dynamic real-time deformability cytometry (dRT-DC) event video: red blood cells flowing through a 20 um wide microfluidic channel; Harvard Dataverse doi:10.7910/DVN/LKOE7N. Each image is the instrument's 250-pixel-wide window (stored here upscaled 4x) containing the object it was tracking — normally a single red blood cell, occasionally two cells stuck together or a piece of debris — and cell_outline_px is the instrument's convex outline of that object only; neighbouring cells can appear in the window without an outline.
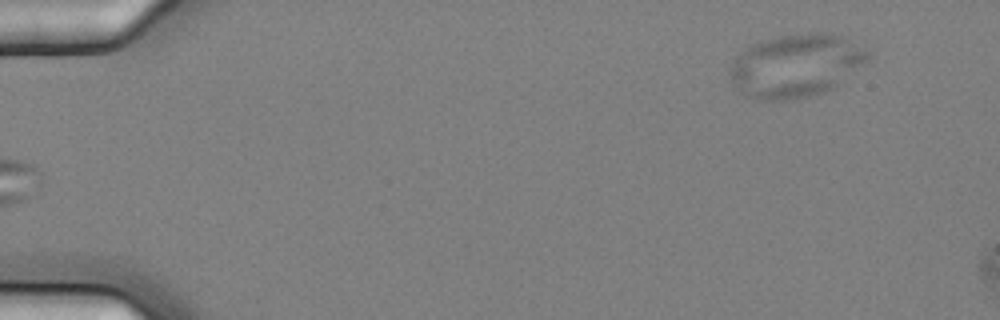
{"species": "common noctule bat (a hibernating species)", "species_latin": "Nyctalus noctula", "temperature_condition": "cold", "stored_images_in_passage": 2, "camera_frame_rate_fps": 3000, "um_per_image_px": 0.085, "animal": {"sex": "female", "body_mass_g": 25.1}, "frame": {"image": 1, "passage_image": 2, "time_ms": 0.333, "image_size_px": [1000, 320], "cell_outline_px": [[868, 60], [836, 88], [824, 92], [808, 96], [788, 100], [756, 100], [740, 92], [732, 80], [728, 72], [728, 68], [736, 56], [740, 52], [752, 44], [760, 40], [780, 36], [812, 32], [824, 32], [848, 36], [868, 52]], "centroid_in_image_um": [67.66, 5.57], "position_along_channel_um": 17.3, "area_um2": 51.21}}